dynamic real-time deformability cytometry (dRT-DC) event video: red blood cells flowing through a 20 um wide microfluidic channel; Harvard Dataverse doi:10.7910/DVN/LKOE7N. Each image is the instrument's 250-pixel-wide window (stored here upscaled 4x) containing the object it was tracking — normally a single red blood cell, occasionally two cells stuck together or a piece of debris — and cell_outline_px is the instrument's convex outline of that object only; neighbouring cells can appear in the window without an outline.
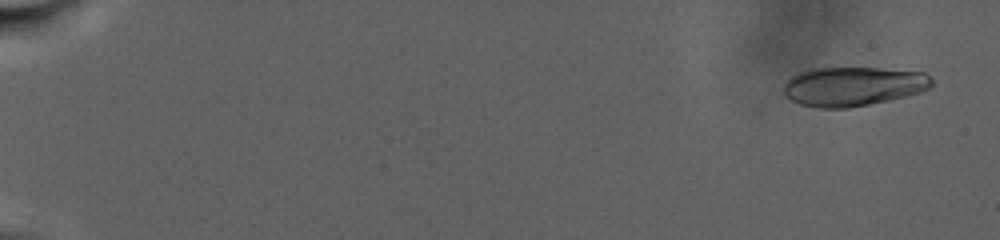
{"species": "human", "species_latin": "Homo sapiens", "temperature_condition": "warm", "stored_images_in_passage": 70, "camera_frame_rate_fps": 3000, "um_per_image_px": 0.085, "donor": {"sex": "male"}, "frame": {"image": 1, "passage_image": 9, "time_ms": 1.333, "image_size_px": [1000, 240], "cell_outline_px": [[932, 84], [928, 88], [920, 92], [908, 96], [848, 108], [820, 108], [800, 104], [788, 100], [784, 96], [784, 84], [792, 76], [808, 68], [880, 68], [924, 72], [932, 80]], "centroid_in_image_um": [72.48, 7.34], "position_along_channel_um": 12.5, "area_um2": 33.93}}